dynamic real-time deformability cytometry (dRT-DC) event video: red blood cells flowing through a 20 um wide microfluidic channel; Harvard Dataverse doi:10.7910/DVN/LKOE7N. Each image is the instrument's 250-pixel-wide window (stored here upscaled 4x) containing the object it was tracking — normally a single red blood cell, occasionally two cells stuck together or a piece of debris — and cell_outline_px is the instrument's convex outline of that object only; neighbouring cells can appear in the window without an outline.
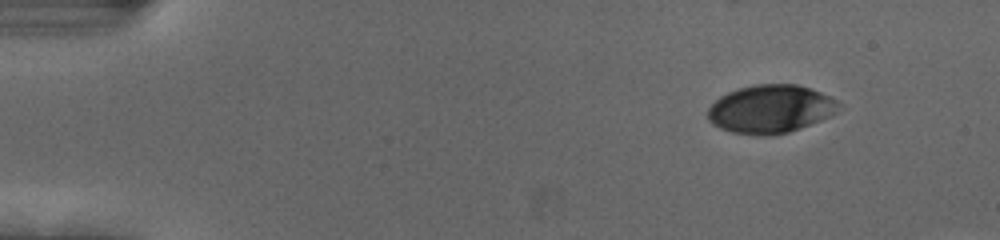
{"species": "human", "species_latin": "Homo sapiens", "temperature_condition": "cold", "stored_images_in_passage": 45, "camera_frame_rate_fps": 3000, "um_per_image_px": 0.085, "donor": {"sex": "female"}, "frame": {"image": 1, "passage_image": 1, "time_ms": 0.0, "image_size_px": [1000, 240], "cell_outline_px": [[840, 104], [836, 112], [820, 120], [800, 128], [788, 132], [732, 132], [720, 128], [712, 124], [708, 120], [708, 108], [720, 96], [728, 92], [740, 88], [756, 84], [796, 84], [820, 92], [836, 100]], "centroid_in_image_um": [65.48, 9.22], "position_along_channel_um": 19.5, "area_um2": 35.6}}
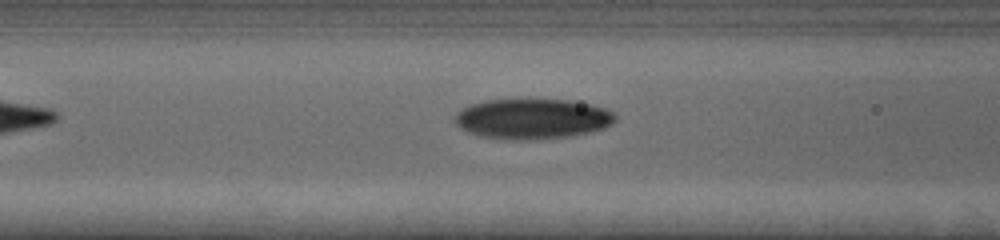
{"frame": {"image": 2, "passage_image": 16, "time_ms": 5.0, "image_size_px": [1000, 240], "cell_outline_px": [[616, 120], [612, 124], [604, 128], [588, 132], [564, 136], [480, 136], [468, 132], [460, 128], [456, 124], [452, 116], [460, 108], [472, 104], [488, 100], [568, 100], [592, 104], [604, 108], [612, 112], [616, 116]], "centroid_in_image_um": [45.24, 10.03], "position_along_channel_um": 121.4, "area_um2": 36.07}}
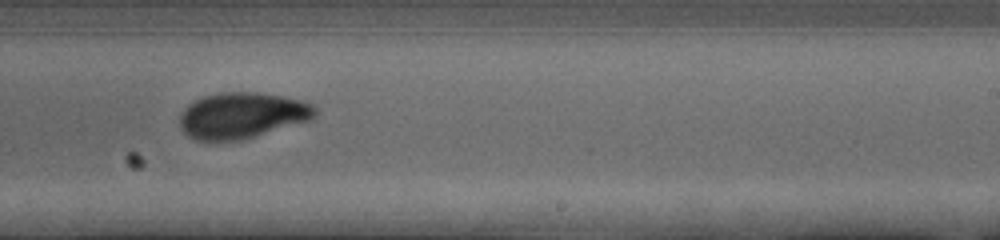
{"frame": {"image": 3, "passage_image": 28, "time_ms": 9.0, "image_size_px": [1000, 240], "cell_outline_px": [[316, 112], [312, 120], [240, 140], [196, 140], [188, 136], [180, 128], [180, 112], [188, 104], [204, 96], [220, 92], [256, 92], [280, 96], [300, 100], [312, 104], [316, 108]], "centroid_in_image_um": [20.56, 9.81], "position_along_channel_um": 268.4, "area_um2": 36.13}, "authors_computed_cell_mechanics": {"area_um2": 36.4718, "velocity_mm_per_s": 3.6966, "shape_relaxation_time_tau1_ms": 2.617, "shape_relaxation_time_tau2_ms": 0.9468, "deformation_change_tau1": 0.133, "deformation_change_tau2": 0.0506}}